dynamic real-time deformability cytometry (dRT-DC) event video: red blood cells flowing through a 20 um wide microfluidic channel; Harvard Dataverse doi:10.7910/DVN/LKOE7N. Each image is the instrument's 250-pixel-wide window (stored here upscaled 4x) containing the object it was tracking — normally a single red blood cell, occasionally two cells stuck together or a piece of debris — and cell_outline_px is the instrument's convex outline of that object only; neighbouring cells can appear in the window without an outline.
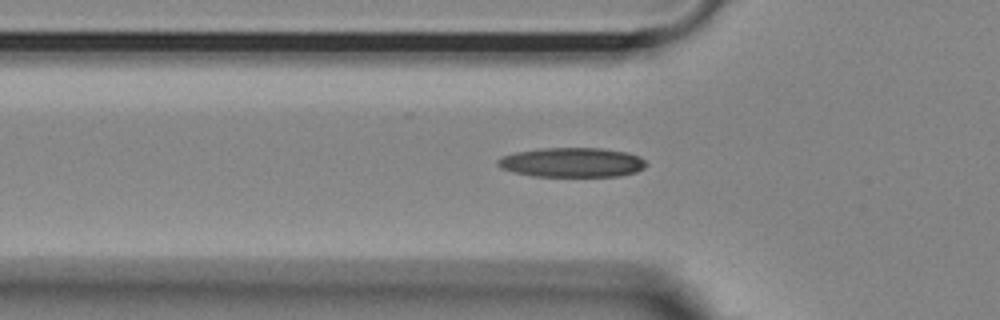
{"species": "Egyptian fruit bat (a non-hibernating species)", "species_latin": "Rousettus aegyptiacus", "temperature_condition": "room temperature", "stored_images_in_passage": 39, "camera_frame_rate_fps": 3000, "um_per_image_px": 0.085, "animal": {"sex": "female"}, "frame": {"image": 1, "passage_image": 7, "time_ms": 2.0, "image_size_px": [1000, 320], "cell_outline_px": [[648, 164], [644, 168], [636, 172], [620, 176], [532, 176], [500, 168], [496, 164], [496, 160], [504, 156], [516, 152], [540, 148], [604, 148], [628, 152], [640, 156]], "centroid_in_image_um": [48.66, 13.8], "position_along_channel_um": 77.1, "area_um2": 25.66}}
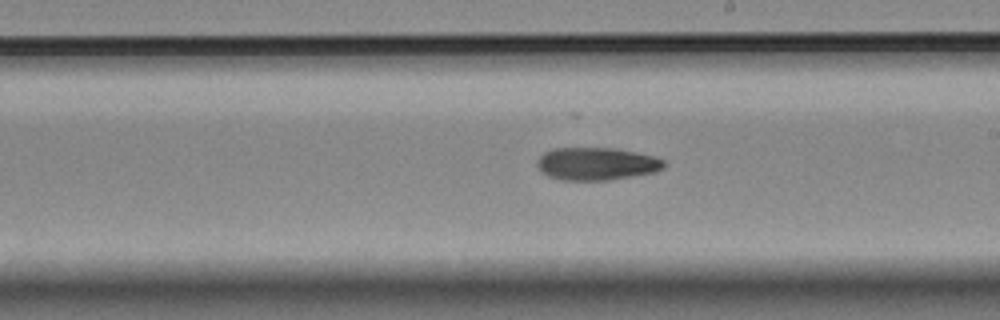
{"frame": {"image": 2, "passage_image": 20, "time_ms": 6.333, "image_size_px": [1000, 320], "cell_outline_px": [[668, 164], [664, 168], [656, 172], [608, 180], [560, 180], [548, 176], [540, 172], [536, 164], [540, 156], [544, 152], [552, 148], [616, 148], [636, 152], [652, 156], [664, 160]], "centroid_in_image_um": [50.7, 13.92], "position_along_channel_um": 238.3, "area_um2": 24.39}}
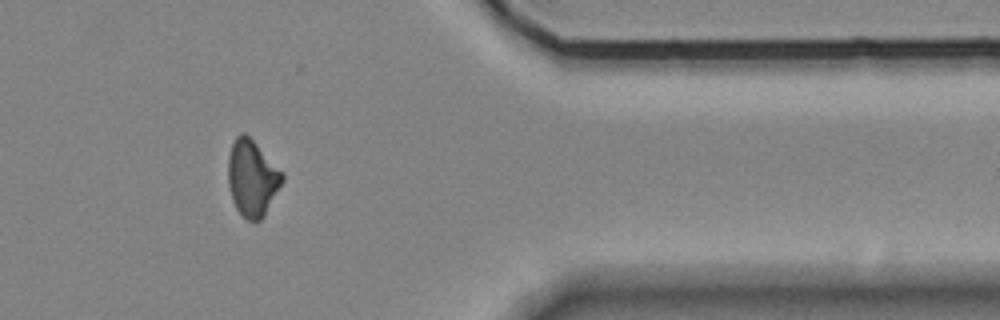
{"frame": {"image": 3, "passage_image": 34, "time_ms": 11.0, "image_size_px": [1000, 320], "cell_outline_px": [[284, 180], [264, 216], [256, 224], [248, 220], [236, 208], [232, 200], [228, 184], [228, 156], [232, 144], [236, 136], [240, 132], [244, 132], [284, 172]], "centroid_in_image_um": [21.44, 15.15], "position_along_channel_um": 390.0, "area_um2": 24.16}}